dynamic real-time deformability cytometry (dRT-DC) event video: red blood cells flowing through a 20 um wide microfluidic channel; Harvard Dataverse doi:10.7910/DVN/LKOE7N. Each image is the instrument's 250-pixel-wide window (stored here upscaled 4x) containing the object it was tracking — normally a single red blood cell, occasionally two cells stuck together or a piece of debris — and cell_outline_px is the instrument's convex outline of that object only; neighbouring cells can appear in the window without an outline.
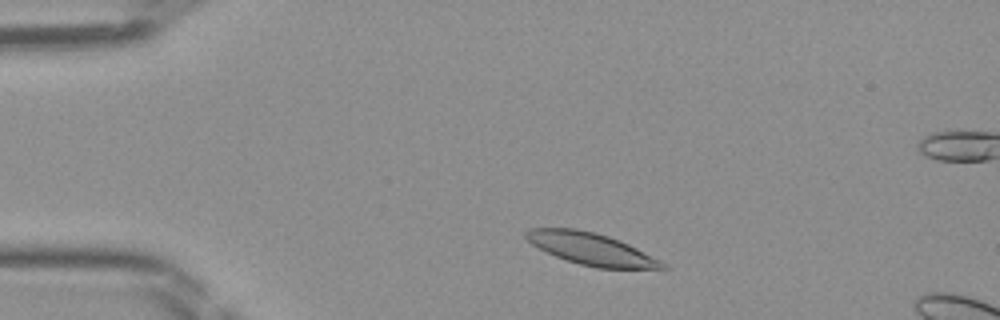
{"species": "Egyptian fruit bat (a non-hibernating species)", "species_latin": "Rousettus aegyptiacus", "temperature_condition": "room temperature", "stored_images_in_passage": 43, "camera_frame_rate_fps": 3000, "um_per_image_px": 0.085, "frame": {"image": 1, "passage_image": 4, "time_ms": 1.0, "image_size_px": [1000, 320], "cell_outline_px": [[668, 272], [664, 272], [596, 268], [580, 264], [556, 256], [532, 244], [524, 236], [524, 232], [532, 228], [576, 228], [596, 232], [620, 240], [668, 264]], "centroid_in_image_um": [50.44, 21.22], "position_along_channel_um": 34.6, "area_um2": 26.24}}
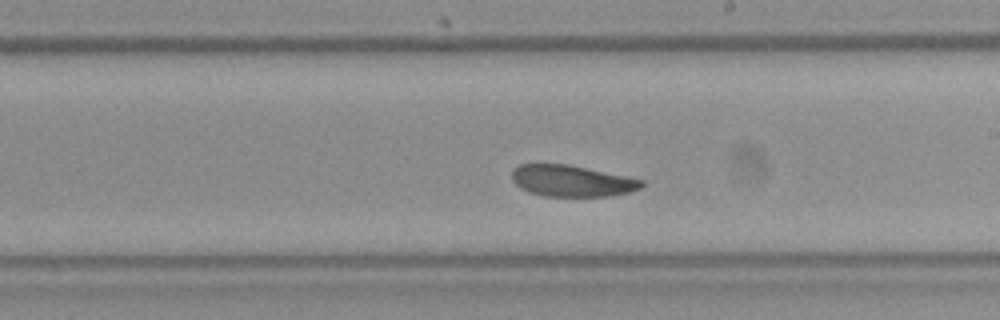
{"frame": {"image": 2, "passage_image": 22, "time_ms": 7.0, "image_size_px": [1000, 320], "cell_outline_px": [[644, 184], [640, 188], [628, 192], [608, 196], [544, 196], [528, 192], [520, 188], [512, 180], [512, 172], [520, 164], [568, 164], [644, 180]], "centroid_in_image_um": [48.58, 15.38], "position_along_channel_um": 240.4, "area_um2": 23.52}}
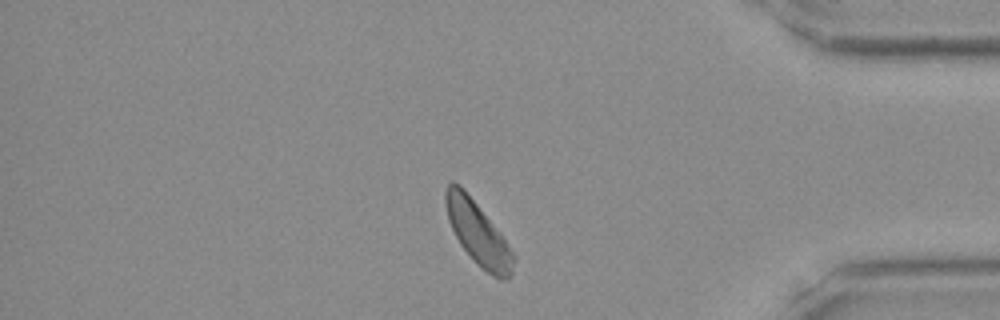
{"frame": {"image": 3, "passage_image": 35, "time_ms": 11.333, "image_size_px": [1000, 320], "cell_outline_px": [[516, 260], [512, 272], [508, 280], [500, 280], [492, 276], [480, 268], [460, 244], [448, 220], [444, 204], [444, 188], [452, 180], [460, 184], [464, 188], [508, 244], [516, 256]], "centroid_in_image_um": [40.61, 19.84], "position_along_channel_um": 394.6, "area_um2": 25.09}}